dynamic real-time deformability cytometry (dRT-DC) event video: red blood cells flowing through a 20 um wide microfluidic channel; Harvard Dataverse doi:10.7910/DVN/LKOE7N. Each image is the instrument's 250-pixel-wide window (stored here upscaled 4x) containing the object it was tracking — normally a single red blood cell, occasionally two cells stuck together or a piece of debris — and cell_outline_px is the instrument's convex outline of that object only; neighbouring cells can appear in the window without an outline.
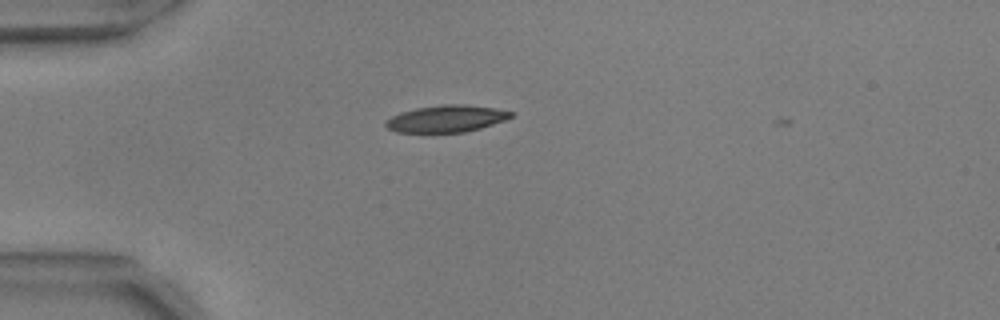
{"species": "common noctule bat (a hibernating species)", "species_latin": "Nyctalus noctula", "temperature_condition": "warm", "stored_images_in_passage": 4, "camera_frame_rate_fps": 3000, "um_per_image_px": 0.085, "animal": {"sex": "male", "body_mass_g": 17.9, "forearm_length_mm": 54.2}, "frame": {"image": 1, "passage_image": 1, "time_ms": 0.0, "image_size_px": [1000, 320], "cell_outline_px": [[512, 116], [504, 120], [480, 128], [464, 132], [396, 132], [388, 128], [384, 124], [384, 120], [400, 112], [416, 108], [444, 104], [464, 104], [496, 108], [512, 112]], "centroid_in_image_um": [37.9, 10.08], "position_along_channel_um": 47.1, "area_um2": 19.54}}